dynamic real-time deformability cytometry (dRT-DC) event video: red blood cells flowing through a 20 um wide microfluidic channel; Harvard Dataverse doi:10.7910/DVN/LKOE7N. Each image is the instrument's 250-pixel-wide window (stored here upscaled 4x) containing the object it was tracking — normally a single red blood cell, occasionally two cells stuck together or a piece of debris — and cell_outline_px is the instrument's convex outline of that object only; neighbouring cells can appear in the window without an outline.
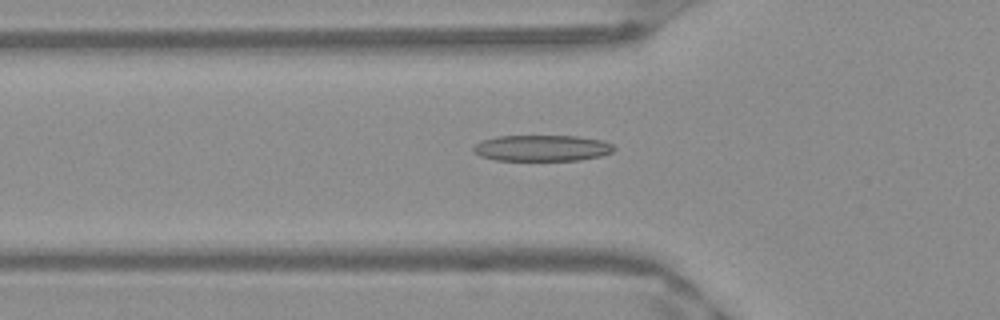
{"species": "Egyptian fruit bat (a non-hibernating species)", "species_latin": "Rousettus aegyptiacus", "temperature_condition": "warm", "stored_images_in_passage": 37, "camera_frame_rate_fps": 3000, "um_per_image_px": 0.085, "frame": {"image": 1, "passage_image": 3, "time_ms": 0.667, "image_size_px": [1000, 320], "cell_outline_px": [[616, 148], [612, 152], [600, 156], [580, 160], [496, 160], [480, 156], [472, 152], [472, 148], [480, 140], [496, 136], [576, 136], [604, 140], [612, 144]], "centroid_in_image_um": [46.05, 12.58], "position_along_channel_um": 79.7, "area_um2": 21.56}}
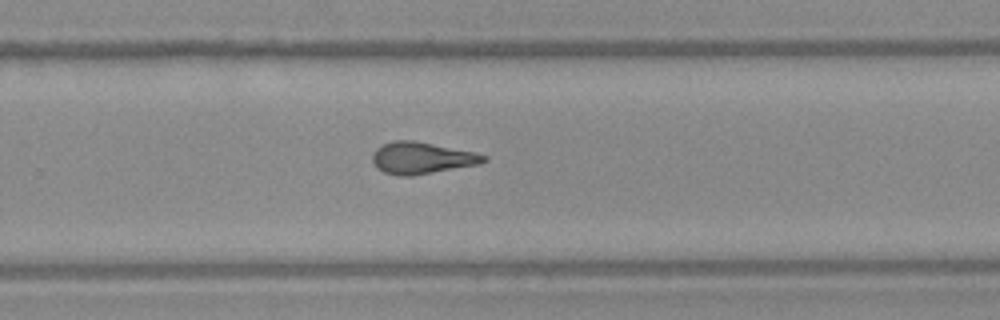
{"frame": {"image": 2, "passage_image": 19, "time_ms": 6.0, "image_size_px": [1000, 320], "cell_outline_px": [[488, 160], [480, 164], [412, 176], [400, 176], [384, 172], [376, 168], [372, 160], [372, 156], [376, 148], [384, 144], [396, 140], [412, 140], [472, 152], [488, 156]], "centroid_in_image_um": [35.83, 13.44], "position_along_channel_um": 294.0, "area_um2": 20.4}}
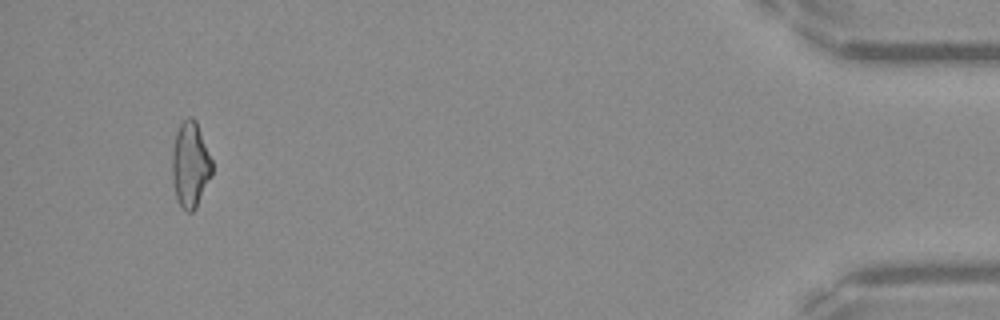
{"frame": {"image": 3, "passage_image": 34, "time_ms": 11.0, "image_size_px": [1000, 320], "cell_outline_px": [[212, 176], [196, 208], [192, 212], [184, 212], [176, 200], [172, 180], [172, 152], [176, 132], [180, 124], [188, 116], [192, 116], [196, 120], [212, 160]], "centroid_in_image_um": [16.17, 14.03], "position_along_channel_um": 419.0, "area_um2": 20.23}, "authors_computed_cell_mechanics": {"area_um2": 20.1144, "velocity_mm_per_s": 3.9925, "shape_relaxation_time_tau1_ms": null, "shape_relaxation_time_tau2_ms": 2.1257, "deformation_change_tau1": null, "deformation_change_tau2": 0.1253}}